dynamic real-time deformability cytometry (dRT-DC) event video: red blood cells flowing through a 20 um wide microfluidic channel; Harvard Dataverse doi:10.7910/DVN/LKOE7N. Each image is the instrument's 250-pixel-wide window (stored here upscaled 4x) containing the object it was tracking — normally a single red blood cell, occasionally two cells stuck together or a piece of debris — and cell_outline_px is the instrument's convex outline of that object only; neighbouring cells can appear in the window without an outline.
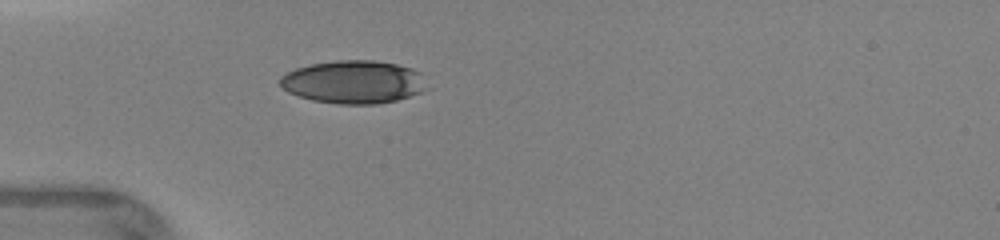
{"species": "human", "species_latin": "Homo sapiens", "temperature_condition": "warm", "stored_images_in_passage": 23, "camera_frame_rate_fps": 3000, "um_per_image_px": 0.085, "donor": {"sex": "female"}, "frame": {"image": 1, "passage_image": 1, "time_ms": 0.0, "image_size_px": [1000, 240], "cell_outline_px": [[424, 88], [420, 92], [396, 100], [376, 104], [340, 104], [312, 100], [288, 92], [280, 84], [280, 76], [296, 68], [312, 64], [336, 60], [376, 60], [396, 64], [412, 68], [420, 72]], "centroid_in_image_um": [30.01, 6.96], "position_along_channel_um": 55.0, "area_um2": 36.41}}